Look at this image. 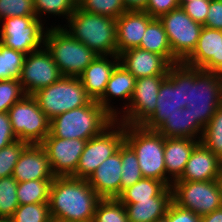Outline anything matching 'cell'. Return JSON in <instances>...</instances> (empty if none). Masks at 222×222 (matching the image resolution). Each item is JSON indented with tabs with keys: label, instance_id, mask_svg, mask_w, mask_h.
<instances>
[{
	"label": "cell",
	"instance_id": "cell-23",
	"mask_svg": "<svg viewBox=\"0 0 222 222\" xmlns=\"http://www.w3.org/2000/svg\"><path fill=\"white\" fill-rule=\"evenodd\" d=\"M222 160L201 142L194 148L181 177L176 181L216 180Z\"/></svg>",
	"mask_w": 222,
	"mask_h": 222
},
{
	"label": "cell",
	"instance_id": "cell-39",
	"mask_svg": "<svg viewBox=\"0 0 222 222\" xmlns=\"http://www.w3.org/2000/svg\"><path fill=\"white\" fill-rule=\"evenodd\" d=\"M27 145V142L16 140L0 149V178L12 176L20 154Z\"/></svg>",
	"mask_w": 222,
	"mask_h": 222
},
{
	"label": "cell",
	"instance_id": "cell-17",
	"mask_svg": "<svg viewBox=\"0 0 222 222\" xmlns=\"http://www.w3.org/2000/svg\"><path fill=\"white\" fill-rule=\"evenodd\" d=\"M13 178L18 182L54 179L47 153L41 144H28L14 167Z\"/></svg>",
	"mask_w": 222,
	"mask_h": 222
},
{
	"label": "cell",
	"instance_id": "cell-42",
	"mask_svg": "<svg viewBox=\"0 0 222 222\" xmlns=\"http://www.w3.org/2000/svg\"><path fill=\"white\" fill-rule=\"evenodd\" d=\"M210 0H192L184 3L181 8L195 22L205 25Z\"/></svg>",
	"mask_w": 222,
	"mask_h": 222
},
{
	"label": "cell",
	"instance_id": "cell-9",
	"mask_svg": "<svg viewBox=\"0 0 222 222\" xmlns=\"http://www.w3.org/2000/svg\"><path fill=\"white\" fill-rule=\"evenodd\" d=\"M124 141L125 124L114 120L99 135L87 140L75 171V178L88 179L100 164L118 151Z\"/></svg>",
	"mask_w": 222,
	"mask_h": 222
},
{
	"label": "cell",
	"instance_id": "cell-43",
	"mask_svg": "<svg viewBox=\"0 0 222 222\" xmlns=\"http://www.w3.org/2000/svg\"><path fill=\"white\" fill-rule=\"evenodd\" d=\"M167 222H201V216L191 210L179 207L173 201L166 212Z\"/></svg>",
	"mask_w": 222,
	"mask_h": 222
},
{
	"label": "cell",
	"instance_id": "cell-27",
	"mask_svg": "<svg viewBox=\"0 0 222 222\" xmlns=\"http://www.w3.org/2000/svg\"><path fill=\"white\" fill-rule=\"evenodd\" d=\"M165 138H191L201 140L204 128L193 120L189 108L178 109L177 113L167 117L156 130Z\"/></svg>",
	"mask_w": 222,
	"mask_h": 222
},
{
	"label": "cell",
	"instance_id": "cell-10",
	"mask_svg": "<svg viewBox=\"0 0 222 222\" xmlns=\"http://www.w3.org/2000/svg\"><path fill=\"white\" fill-rule=\"evenodd\" d=\"M0 22V42L5 46L26 55L44 47L47 26L36 16H15Z\"/></svg>",
	"mask_w": 222,
	"mask_h": 222
},
{
	"label": "cell",
	"instance_id": "cell-20",
	"mask_svg": "<svg viewBox=\"0 0 222 222\" xmlns=\"http://www.w3.org/2000/svg\"><path fill=\"white\" fill-rule=\"evenodd\" d=\"M121 153L107 158L87 179L101 199L117 198L121 194Z\"/></svg>",
	"mask_w": 222,
	"mask_h": 222
},
{
	"label": "cell",
	"instance_id": "cell-30",
	"mask_svg": "<svg viewBox=\"0 0 222 222\" xmlns=\"http://www.w3.org/2000/svg\"><path fill=\"white\" fill-rule=\"evenodd\" d=\"M52 180L39 179L18 183L16 192L19 205L49 203Z\"/></svg>",
	"mask_w": 222,
	"mask_h": 222
},
{
	"label": "cell",
	"instance_id": "cell-5",
	"mask_svg": "<svg viewBox=\"0 0 222 222\" xmlns=\"http://www.w3.org/2000/svg\"><path fill=\"white\" fill-rule=\"evenodd\" d=\"M44 47L51 54L63 76L79 77L98 56L76 40L62 25H53L45 32Z\"/></svg>",
	"mask_w": 222,
	"mask_h": 222
},
{
	"label": "cell",
	"instance_id": "cell-16",
	"mask_svg": "<svg viewBox=\"0 0 222 222\" xmlns=\"http://www.w3.org/2000/svg\"><path fill=\"white\" fill-rule=\"evenodd\" d=\"M182 63L222 74V30L203 26L195 49Z\"/></svg>",
	"mask_w": 222,
	"mask_h": 222
},
{
	"label": "cell",
	"instance_id": "cell-41",
	"mask_svg": "<svg viewBox=\"0 0 222 222\" xmlns=\"http://www.w3.org/2000/svg\"><path fill=\"white\" fill-rule=\"evenodd\" d=\"M15 16H36L34 0H0V21Z\"/></svg>",
	"mask_w": 222,
	"mask_h": 222
},
{
	"label": "cell",
	"instance_id": "cell-15",
	"mask_svg": "<svg viewBox=\"0 0 222 222\" xmlns=\"http://www.w3.org/2000/svg\"><path fill=\"white\" fill-rule=\"evenodd\" d=\"M87 140L46 137L41 143L55 177H75V171Z\"/></svg>",
	"mask_w": 222,
	"mask_h": 222
},
{
	"label": "cell",
	"instance_id": "cell-44",
	"mask_svg": "<svg viewBox=\"0 0 222 222\" xmlns=\"http://www.w3.org/2000/svg\"><path fill=\"white\" fill-rule=\"evenodd\" d=\"M178 7H180L178 0H148L144 11L152 18H159Z\"/></svg>",
	"mask_w": 222,
	"mask_h": 222
},
{
	"label": "cell",
	"instance_id": "cell-34",
	"mask_svg": "<svg viewBox=\"0 0 222 222\" xmlns=\"http://www.w3.org/2000/svg\"><path fill=\"white\" fill-rule=\"evenodd\" d=\"M92 222H129L125 206L117 198L101 199Z\"/></svg>",
	"mask_w": 222,
	"mask_h": 222
},
{
	"label": "cell",
	"instance_id": "cell-13",
	"mask_svg": "<svg viewBox=\"0 0 222 222\" xmlns=\"http://www.w3.org/2000/svg\"><path fill=\"white\" fill-rule=\"evenodd\" d=\"M166 77L156 75L137 78L127 108L115 120L125 125H142L154 113L159 88Z\"/></svg>",
	"mask_w": 222,
	"mask_h": 222
},
{
	"label": "cell",
	"instance_id": "cell-22",
	"mask_svg": "<svg viewBox=\"0 0 222 222\" xmlns=\"http://www.w3.org/2000/svg\"><path fill=\"white\" fill-rule=\"evenodd\" d=\"M118 63V55H98L79 76L91 100L98 101L103 96L111 73Z\"/></svg>",
	"mask_w": 222,
	"mask_h": 222
},
{
	"label": "cell",
	"instance_id": "cell-52",
	"mask_svg": "<svg viewBox=\"0 0 222 222\" xmlns=\"http://www.w3.org/2000/svg\"><path fill=\"white\" fill-rule=\"evenodd\" d=\"M0 222H12L10 218H0Z\"/></svg>",
	"mask_w": 222,
	"mask_h": 222
},
{
	"label": "cell",
	"instance_id": "cell-18",
	"mask_svg": "<svg viewBox=\"0 0 222 222\" xmlns=\"http://www.w3.org/2000/svg\"><path fill=\"white\" fill-rule=\"evenodd\" d=\"M119 63L136 79L156 75H168L172 66L163 56L141 49L130 48L119 55Z\"/></svg>",
	"mask_w": 222,
	"mask_h": 222
},
{
	"label": "cell",
	"instance_id": "cell-12",
	"mask_svg": "<svg viewBox=\"0 0 222 222\" xmlns=\"http://www.w3.org/2000/svg\"><path fill=\"white\" fill-rule=\"evenodd\" d=\"M173 55L182 63L195 49L203 25L192 20L178 7L160 16Z\"/></svg>",
	"mask_w": 222,
	"mask_h": 222
},
{
	"label": "cell",
	"instance_id": "cell-6",
	"mask_svg": "<svg viewBox=\"0 0 222 222\" xmlns=\"http://www.w3.org/2000/svg\"><path fill=\"white\" fill-rule=\"evenodd\" d=\"M125 142L136 153L143 178L162 181L167 185L165 137L141 125H125Z\"/></svg>",
	"mask_w": 222,
	"mask_h": 222
},
{
	"label": "cell",
	"instance_id": "cell-35",
	"mask_svg": "<svg viewBox=\"0 0 222 222\" xmlns=\"http://www.w3.org/2000/svg\"><path fill=\"white\" fill-rule=\"evenodd\" d=\"M17 186L13 176L0 178V218H11L19 206Z\"/></svg>",
	"mask_w": 222,
	"mask_h": 222
},
{
	"label": "cell",
	"instance_id": "cell-48",
	"mask_svg": "<svg viewBox=\"0 0 222 222\" xmlns=\"http://www.w3.org/2000/svg\"><path fill=\"white\" fill-rule=\"evenodd\" d=\"M201 222H222V207L209 214L201 216Z\"/></svg>",
	"mask_w": 222,
	"mask_h": 222
},
{
	"label": "cell",
	"instance_id": "cell-21",
	"mask_svg": "<svg viewBox=\"0 0 222 222\" xmlns=\"http://www.w3.org/2000/svg\"><path fill=\"white\" fill-rule=\"evenodd\" d=\"M147 12L131 10L116 19L117 55L123 51L138 47L147 25L153 20Z\"/></svg>",
	"mask_w": 222,
	"mask_h": 222
},
{
	"label": "cell",
	"instance_id": "cell-26",
	"mask_svg": "<svg viewBox=\"0 0 222 222\" xmlns=\"http://www.w3.org/2000/svg\"><path fill=\"white\" fill-rule=\"evenodd\" d=\"M172 202V189L166 187L158 196L150 200H135L132 204H123L129 222H154L166 215Z\"/></svg>",
	"mask_w": 222,
	"mask_h": 222
},
{
	"label": "cell",
	"instance_id": "cell-33",
	"mask_svg": "<svg viewBox=\"0 0 222 222\" xmlns=\"http://www.w3.org/2000/svg\"><path fill=\"white\" fill-rule=\"evenodd\" d=\"M200 142L222 160V105L204 128Z\"/></svg>",
	"mask_w": 222,
	"mask_h": 222
},
{
	"label": "cell",
	"instance_id": "cell-25",
	"mask_svg": "<svg viewBox=\"0 0 222 222\" xmlns=\"http://www.w3.org/2000/svg\"><path fill=\"white\" fill-rule=\"evenodd\" d=\"M199 143L200 140L191 138H165L164 160L168 187L181 177L189 157Z\"/></svg>",
	"mask_w": 222,
	"mask_h": 222
},
{
	"label": "cell",
	"instance_id": "cell-46",
	"mask_svg": "<svg viewBox=\"0 0 222 222\" xmlns=\"http://www.w3.org/2000/svg\"><path fill=\"white\" fill-rule=\"evenodd\" d=\"M18 140L15 136L7 112L0 113V149Z\"/></svg>",
	"mask_w": 222,
	"mask_h": 222
},
{
	"label": "cell",
	"instance_id": "cell-3",
	"mask_svg": "<svg viewBox=\"0 0 222 222\" xmlns=\"http://www.w3.org/2000/svg\"><path fill=\"white\" fill-rule=\"evenodd\" d=\"M66 24L62 27L97 55H117L116 19L77 6Z\"/></svg>",
	"mask_w": 222,
	"mask_h": 222
},
{
	"label": "cell",
	"instance_id": "cell-53",
	"mask_svg": "<svg viewBox=\"0 0 222 222\" xmlns=\"http://www.w3.org/2000/svg\"><path fill=\"white\" fill-rule=\"evenodd\" d=\"M188 1H192V0H178V3L181 7L184 3L188 2Z\"/></svg>",
	"mask_w": 222,
	"mask_h": 222
},
{
	"label": "cell",
	"instance_id": "cell-4",
	"mask_svg": "<svg viewBox=\"0 0 222 222\" xmlns=\"http://www.w3.org/2000/svg\"><path fill=\"white\" fill-rule=\"evenodd\" d=\"M115 119L97 102L61 113L50 120L47 137L89 140L99 135Z\"/></svg>",
	"mask_w": 222,
	"mask_h": 222
},
{
	"label": "cell",
	"instance_id": "cell-45",
	"mask_svg": "<svg viewBox=\"0 0 222 222\" xmlns=\"http://www.w3.org/2000/svg\"><path fill=\"white\" fill-rule=\"evenodd\" d=\"M205 27L222 30V0H210Z\"/></svg>",
	"mask_w": 222,
	"mask_h": 222
},
{
	"label": "cell",
	"instance_id": "cell-8",
	"mask_svg": "<svg viewBox=\"0 0 222 222\" xmlns=\"http://www.w3.org/2000/svg\"><path fill=\"white\" fill-rule=\"evenodd\" d=\"M18 140L41 144L50 133V120L32 95H25L7 111Z\"/></svg>",
	"mask_w": 222,
	"mask_h": 222
},
{
	"label": "cell",
	"instance_id": "cell-50",
	"mask_svg": "<svg viewBox=\"0 0 222 222\" xmlns=\"http://www.w3.org/2000/svg\"><path fill=\"white\" fill-rule=\"evenodd\" d=\"M154 222H167V217L164 216V217H162V218H160V219H158V220H156Z\"/></svg>",
	"mask_w": 222,
	"mask_h": 222
},
{
	"label": "cell",
	"instance_id": "cell-19",
	"mask_svg": "<svg viewBox=\"0 0 222 222\" xmlns=\"http://www.w3.org/2000/svg\"><path fill=\"white\" fill-rule=\"evenodd\" d=\"M136 85V78L120 63L116 65L114 70L111 73L109 81L107 82L106 89L103 93V96L97 101L114 119L120 115V111H124L134 92ZM120 98L123 99L126 103L123 102V110L118 111L120 108H115L110 102L112 99ZM126 99V100H125ZM128 101V102H127Z\"/></svg>",
	"mask_w": 222,
	"mask_h": 222
},
{
	"label": "cell",
	"instance_id": "cell-49",
	"mask_svg": "<svg viewBox=\"0 0 222 222\" xmlns=\"http://www.w3.org/2000/svg\"><path fill=\"white\" fill-rule=\"evenodd\" d=\"M216 182L218 184L219 191H220L221 196H222V166H221L220 172H219V174L216 178Z\"/></svg>",
	"mask_w": 222,
	"mask_h": 222
},
{
	"label": "cell",
	"instance_id": "cell-37",
	"mask_svg": "<svg viewBox=\"0 0 222 222\" xmlns=\"http://www.w3.org/2000/svg\"><path fill=\"white\" fill-rule=\"evenodd\" d=\"M34 6L36 17L40 21L49 14L63 16L67 21L77 7L72 0H34Z\"/></svg>",
	"mask_w": 222,
	"mask_h": 222
},
{
	"label": "cell",
	"instance_id": "cell-1",
	"mask_svg": "<svg viewBox=\"0 0 222 222\" xmlns=\"http://www.w3.org/2000/svg\"><path fill=\"white\" fill-rule=\"evenodd\" d=\"M168 75L180 86L181 108H189L193 120L205 128L222 105V74L178 63Z\"/></svg>",
	"mask_w": 222,
	"mask_h": 222
},
{
	"label": "cell",
	"instance_id": "cell-29",
	"mask_svg": "<svg viewBox=\"0 0 222 222\" xmlns=\"http://www.w3.org/2000/svg\"><path fill=\"white\" fill-rule=\"evenodd\" d=\"M167 185L151 178H142L134 185L122 190L117 199L122 204H132L135 200H150L152 197L158 196Z\"/></svg>",
	"mask_w": 222,
	"mask_h": 222
},
{
	"label": "cell",
	"instance_id": "cell-47",
	"mask_svg": "<svg viewBox=\"0 0 222 222\" xmlns=\"http://www.w3.org/2000/svg\"><path fill=\"white\" fill-rule=\"evenodd\" d=\"M122 2L127 11H144L147 7L148 0H122Z\"/></svg>",
	"mask_w": 222,
	"mask_h": 222
},
{
	"label": "cell",
	"instance_id": "cell-24",
	"mask_svg": "<svg viewBox=\"0 0 222 222\" xmlns=\"http://www.w3.org/2000/svg\"><path fill=\"white\" fill-rule=\"evenodd\" d=\"M178 109H182L180 86L167 75L159 88L154 113L141 126L150 130H157L167 117L177 113Z\"/></svg>",
	"mask_w": 222,
	"mask_h": 222
},
{
	"label": "cell",
	"instance_id": "cell-40",
	"mask_svg": "<svg viewBox=\"0 0 222 222\" xmlns=\"http://www.w3.org/2000/svg\"><path fill=\"white\" fill-rule=\"evenodd\" d=\"M25 95L19 80L0 81V113L7 112L14 103L20 101Z\"/></svg>",
	"mask_w": 222,
	"mask_h": 222
},
{
	"label": "cell",
	"instance_id": "cell-28",
	"mask_svg": "<svg viewBox=\"0 0 222 222\" xmlns=\"http://www.w3.org/2000/svg\"><path fill=\"white\" fill-rule=\"evenodd\" d=\"M138 47L163 56L171 65L181 63L173 55L165 29L158 18H154L147 25Z\"/></svg>",
	"mask_w": 222,
	"mask_h": 222
},
{
	"label": "cell",
	"instance_id": "cell-11",
	"mask_svg": "<svg viewBox=\"0 0 222 222\" xmlns=\"http://www.w3.org/2000/svg\"><path fill=\"white\" fill-rule=\"evenodd\" d=\"M171 189L172 201L175 204L199 216L222 207V196L216 180L174 181Z\"/></svg>",
	"mask_w": 222,
	"mask_h": 222
},
{
	"label": "cell",
	"instance_id": "cell-14",
	"mask_svg": "<svg viewBox=\"0 0 222 222\" xmlns=\"http://www.w3.org/2000/svg\"><path fill=\"white\" fill-rule=\"evenodd\" d=\"M62 76L51 54L43 47L26 55L19 82L26 95H33L55 83Z\"/></svg>",
	"mask_w": 222,
	"mask_h": 222
},
{
	"label": "cell",
	"instance_id": "cell-7",
	"mask_svg": "<svg viewBox=\"0 0 222 222\" xmlns=\"http://www.w3.org/2000/svg\"><path fill=\"white\" fill-rule=\"evenodd\" d=\"M49 120L69 110L87 105L86 94L79 77L62 76L55 83L32 95Z\"/></svg>",
	"mask_w": 222,
	"mask_h": 222
},
{
	"label": "cell",
	"instance_id": "cell-32",
	"mask_svg": "<svg viewBox=\"0 0 222 222\" xmlns=\"http://www.w3.org/2000/svg\"><path fill=\"white\" fill-rule=\"evenodd\" d=\"M121 153V192L123 189L134 185L140 179L143 178L136 153L133 149L124 141L118 148Z\"/></svg>",
	"mask_w": 222,
	"mask_h": 222
},
{
	"label": "cell",
	"instance_id": "cell-51",
	"mask_svg": "<svg viewBox=\"0 0 222 222\" xmlns=\"http://www.w3.org/2000/svg\"><path fill=\"white\" fill-rule=\"evenodd\" d=\"M76 6H80L84 0H72Z\"/></svg>",
	"mask_w": 222,
	"mask_h": 222
},
{
	"label": "cell",
	"instance_id": "cell-2",
	"mask_svg": "<svg viewBox=\"0 0 222 222\" xmlns=\"http://www.w3.org/2000/svg\"><path fill=\"white\" fill-rule=\"evenodd\" d=\"M100 200L87 179L55 177L49 195L52 221L92 222Z\"/></svg>",
	"mask_w": 222,
	"mask_h": 222
},
{
	"label": "cell",
	"instance_id": "cell-31",
	"mask_svg": "<svg viewBox=\"0 0 222 222\" xmlns=\"http://www.w3.org/2000/svg\"><path fill=\"white\" fill-rule=\"evenodd\" d=\"M26 54L0 42V81L19 80Z\"/></svg>",
	"mask_w": 222,
	"mask_h": 222
},
{
	"label": "cell",
	"instance_id": "cell-36",
	"mask_svg": "<svg viewBox=\"0 0 222 222\" xmlns=\"http://www.w3.org/2000/svg\"><path fill=\"white\" fill-rule=\"evenodd\" d=\"M10 219L12 222H53L49 203L19 205Z\"/></svg>",
	"mask_w": 222,
	"mask_h": 222
},
{
	"label": "cell",
	"instance_id": "cell-38",
	"mask_svg": "<svg viewBox=\"0 0 222 222\" xmlns=\"http://www.w3.org/2000/svg\"><path fill=\"white\" fill-rule=\"evenodd\" d=\"M79 7L88 13L109 16L114 19L127 11L122 0H84Z\"/></svg>",
	"mask_w": 222,
	"mask_h": 222
}]
</instances>
